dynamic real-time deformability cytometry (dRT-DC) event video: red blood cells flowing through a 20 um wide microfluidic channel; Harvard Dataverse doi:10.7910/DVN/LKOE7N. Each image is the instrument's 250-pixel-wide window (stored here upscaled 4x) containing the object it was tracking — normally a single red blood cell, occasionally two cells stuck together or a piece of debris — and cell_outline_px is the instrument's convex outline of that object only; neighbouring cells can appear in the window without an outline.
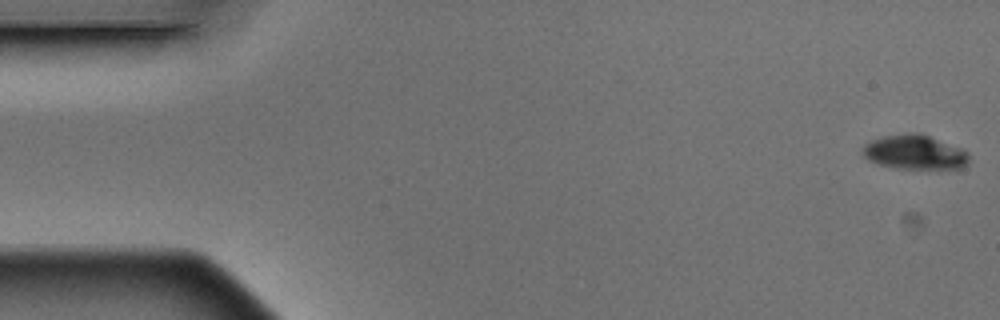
{"species": "Egyptian fruit bat (a non-hibernating species)", "species_latin": "Rousettus aegyptiacus", "temperature_condition": "warm", "stored_images_in_passage": 5, "camera_frame_rate_fps": 3000, "um_per_image_px": 0.085, "animal": {"sex": "male"}, "frame": {"image": 1, "passage_image": 1, "time_ms": 0.0, "image_size_px": [1000, 320], "cell_outline_px": [[968, 164], [960, 168], [900, 168], [880, 164], [868, 160], [864, 156], [864, 144], [872, 140], [884, 136], [912, 132], [920, 132], [960, 148], [968, 152]], "centroid_in_image_um": [77.76, 12.92], "position_along_channel_um": 7.2, "area_um2": 20.98}}
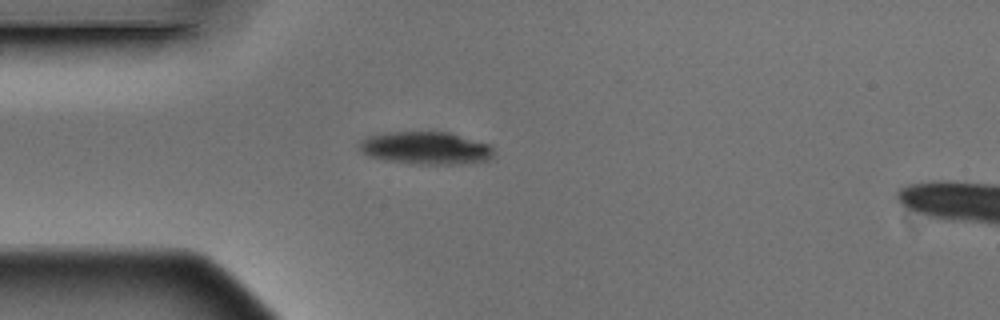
{"frame": {"image": 2, "passage_image": 5, "time_ms": 1.333, "image_size_px": [1000, 320], "cell_outline_px": [[492, 156], [488, 160], [464, 164], [416, 164], [384, 160], [368, 156], [360, 152], [356, 144], [360, 140], [368, 136], [388, 132], [448, 132], [492, 144]], "centroid_in_image_um": [36.15, 12.59], "position_along_channel_um": 48.8, "area_um2": 25.89}}